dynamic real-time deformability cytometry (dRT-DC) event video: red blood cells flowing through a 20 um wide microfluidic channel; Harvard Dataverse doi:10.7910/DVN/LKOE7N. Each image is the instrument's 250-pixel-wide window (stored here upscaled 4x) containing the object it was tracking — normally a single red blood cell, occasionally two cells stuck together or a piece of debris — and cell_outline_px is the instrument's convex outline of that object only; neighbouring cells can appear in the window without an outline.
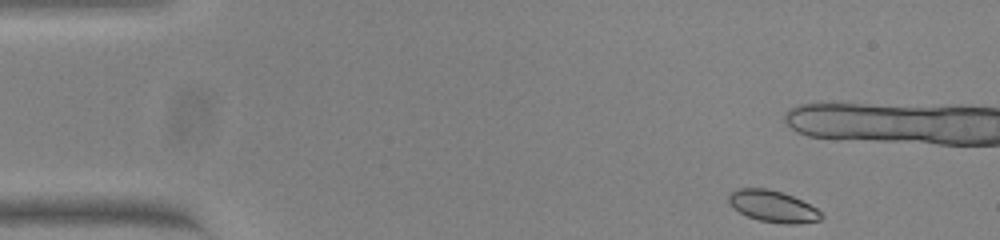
{"species": "common noctule bat (a hibernating species)", "species_latin": "Nyctalus noctula", "temperature_condition": "warm", "stored_images_in_passage": 50, "camera_frame_rate_fps": 3000, "um_per_image_px": 0.085, "animal": {"sex": "female", "body_mass_g": 23.0, "forearm_length_mm": 53.4}, "frame": {"image": 1, "passage_image": 1, "time_ms": 0.0, "image_size_px": [1000, 240], "cell_outline_px": [[824, 216], [820, 220], [796, 224], [784, 224], [760, 220], [748, 216], [732, 208], [728, 200], [728, 196], [736, 188], [768, 188], [792, 196], [816, 208]], "centroid_in_image_um": [65.67, 17.54], "position_along_channel_um": 19.3, "area_um2": 16.88}, "authors_computed_cell_mechanics": {"area_um2": 17.5134, "velocity_mm_per_s": 3.775, "shape_relaxation_time_tau1_ms": 1.6829, "shape_relaxation_time_tau2_ms": null, "deformation_change_tau1": 0.0446, "deformation_change_tau2": null}}